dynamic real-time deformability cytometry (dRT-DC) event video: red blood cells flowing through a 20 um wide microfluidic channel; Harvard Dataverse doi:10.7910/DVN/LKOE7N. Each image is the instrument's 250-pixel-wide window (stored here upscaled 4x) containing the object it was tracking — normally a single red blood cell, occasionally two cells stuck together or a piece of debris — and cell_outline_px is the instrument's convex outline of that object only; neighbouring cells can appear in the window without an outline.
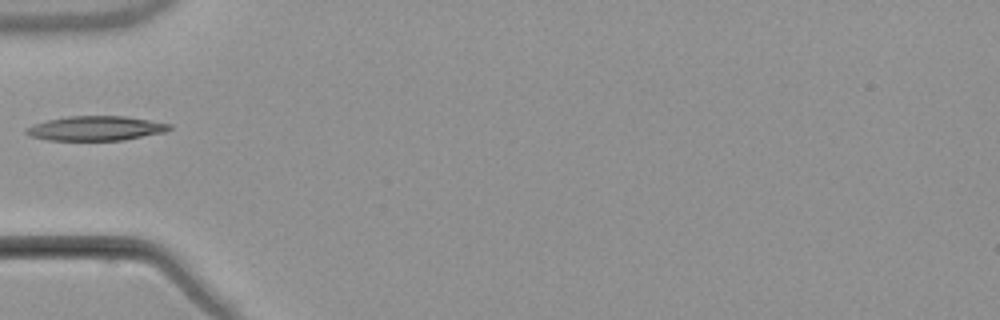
{"species": "common noctule bat (a hibernating species)", "species_latin": "Nyctalus noctula", "temperature_condition": "warm", "stored_images_in_passage": 1, "camera_frame_rate_fps": 3000, "um_per_image_px": 0.085, "animal": {"sex": "male", "body_mass_g": 21.5, "forearm_length_mm": 52.0}, "frame": {"image": 1, "passage_image": 1, "time_ms": 0.0, "image_size_px": [1000, 320], "cell_outline_px": [[172, 128], [164, 132], [124, 140], [48, 140], [28, 136], [24, 132], [24, 128], [32, 124], [48, 120], [68, 116], [124, 116], [172, 124]], "centroid_in_image_um": [8.09, 10.91], "position_along_channel_um": 76.9, "area_um2": 20.52}}